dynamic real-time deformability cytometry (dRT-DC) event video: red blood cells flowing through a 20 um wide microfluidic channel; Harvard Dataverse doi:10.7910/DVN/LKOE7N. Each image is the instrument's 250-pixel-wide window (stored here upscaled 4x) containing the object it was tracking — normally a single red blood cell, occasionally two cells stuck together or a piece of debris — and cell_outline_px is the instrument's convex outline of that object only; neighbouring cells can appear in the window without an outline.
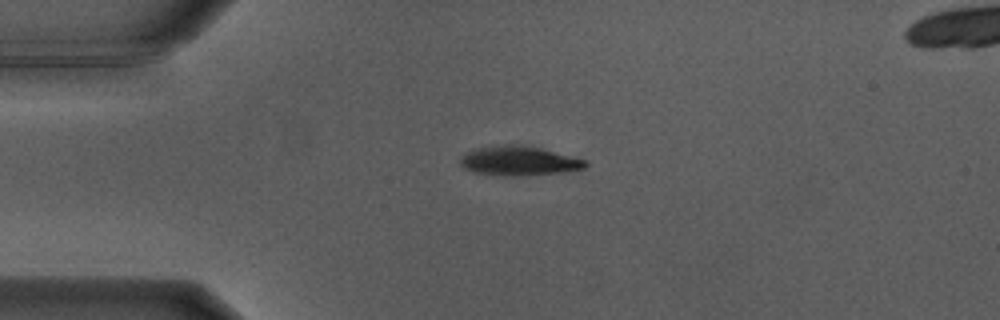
{"species": "Egyptian fruit bat (a non-hibernating species)", "species_latin": "Rousettus aegyptiacus", "temperature_condition": "warm", "stored_images_in_passage": 35, "camera_frame_rate_fps": 3000, "um_per_image_px": 0.085, "animal": {"sex": "male"}, "frame": {"image": 1, "passage_image": 1, "time_ms": 0.0, "image_size_px": [1000, 320], "cell_outline_px": [[588, 164], [584, 168], [564, 172], [524, 176], [504, 176], [472, 172], [464, 168], [460, 164], [460, 156], [464, 152], [476, 148], [512, 144], [540, 148], [588, 160]], "centroid_in_image_um": [44.09, 13.69], "position_along_channel_um": 40.9, "area_um2": 21.56}}
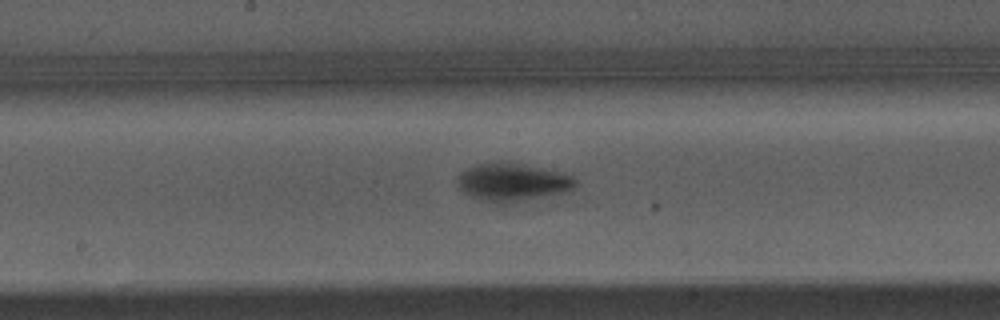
{"frame": {"image": 2, "passage_image": 16, "time_ms": 5.0, "image_size_px": [1000, 320], "cell_outline_px": [[576, 184], [568, 192], [496, 204], [484, 200], [460, 188], [460, 176], [468, 168], [476, 164], [520, 164], [556, 172], [572, 176], [576, 180]], "centroid_in_image_um": [43.63, 15.5], "position_along_channel_um": 204.6, "area_um2": 24.39}}
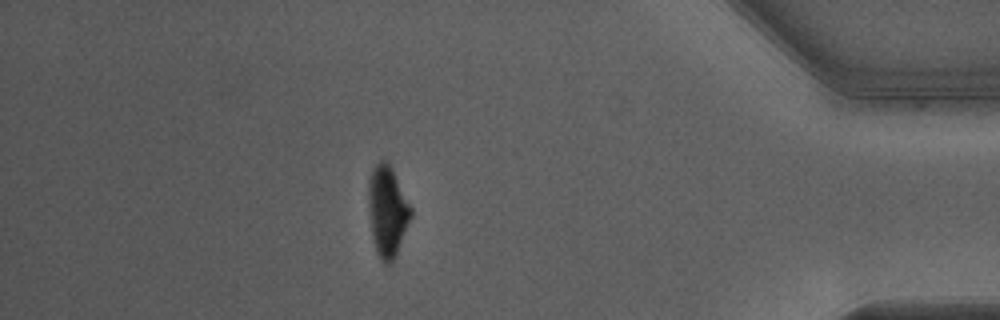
{"frame": {"image": 3, "passage_image": 35, "time_ms": 11.333, "image_size_px": [1000, 320], "cell_outline_px": [[412, 216], [392, 264], [384, 264], [380, 260], [376, 252], [372, 236], [368, 208], [368, 180], [372, 168], [380, 160], [384, 160], [392, 168], [412, 208]], "centroid_in_image_um": [32.92, 17.97], "position_along_channel_um": 402.3, "area_um2": 22.6}, "authors_computed_cell_mechanics": {"area_um2": 23.7558, "velocity_mm_per_s": 3.8368, "shape_relaxation_time_tau1_ms": 2.3224, "shape_relaxation_time_tau2_ms": null, "deformation_change_tau1": 0.1712, "deformation_change_tau2": null}}